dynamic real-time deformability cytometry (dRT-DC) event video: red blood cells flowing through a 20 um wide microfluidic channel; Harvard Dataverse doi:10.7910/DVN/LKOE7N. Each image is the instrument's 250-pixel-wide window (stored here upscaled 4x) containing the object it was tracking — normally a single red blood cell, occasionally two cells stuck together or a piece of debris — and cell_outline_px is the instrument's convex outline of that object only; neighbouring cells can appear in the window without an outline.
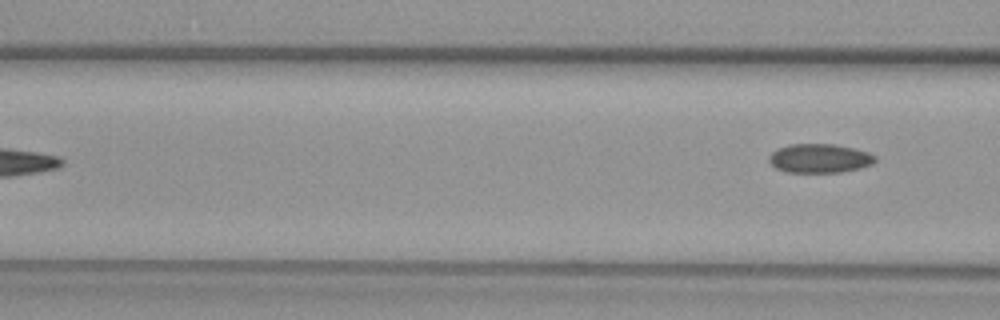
{"species": "common noctule bat (a hibernating species)", "species_latin": "Nyctalus noctula", "temperature_condition": "warm", "stored_images_in_passage": 3, "camera_frame_rate_fps": 3000, "um_per_image_px": 0.085, "animal": {"sex": "female", "body_mass_g": 29.2, "forearm_length_mm": 56.3}, "frame": {"image": 1, "passage_image": 3, "time_ms": 0.667, "image_size_px": [1000, 320], "cell_outline_px": [[876, 160], [872, 164], [860, 168], [840, 172], [788, 172], [776, 168], [768, 160], [768, 156], [776, 148], [788, 144], [836, 144], [868, 152], [876, 156]], "centroid_in_image_um": [69.64, 13.45], "position_along_channel_um": 97.0, "area_um2": 17.98}}